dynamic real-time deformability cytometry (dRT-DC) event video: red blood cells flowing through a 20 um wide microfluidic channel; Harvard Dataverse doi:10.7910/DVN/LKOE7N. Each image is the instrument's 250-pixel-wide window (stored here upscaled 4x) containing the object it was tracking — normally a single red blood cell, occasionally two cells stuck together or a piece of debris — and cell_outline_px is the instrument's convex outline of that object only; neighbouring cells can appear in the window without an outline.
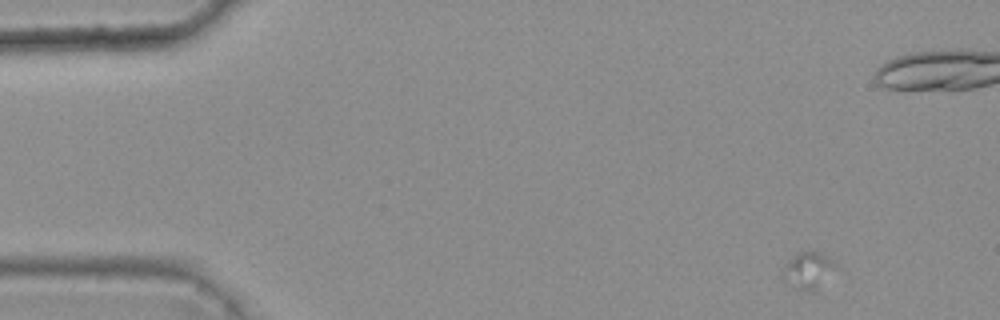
{"species": "common noctule bat (a hibernating species)", "species_latin": "Nyctalus noctula", "temperature_condition": "warm", "stored_images_in_passage": 7, "camera_frame_rate_fps": 3000, "um_per_image_px": 0.085, "animal": {"sex": "female", "body_mass_g": 25.1}, "frame": {"image": 1, "passage_image": 1, "time_ms": 0.0, "image_size_px": [1000, 320], "cell_outline_px": [[832, 264], [816, 288], [812, 292], [808, 292], [796, 288], [784, 280], [784, 264], [788, 260], [800, 252], [820, 252], [832, 260]], "centroid_in_image_um": [68.56, 22.97], "position_along_channel_um": 16.4, "area_um2": 10.12}}